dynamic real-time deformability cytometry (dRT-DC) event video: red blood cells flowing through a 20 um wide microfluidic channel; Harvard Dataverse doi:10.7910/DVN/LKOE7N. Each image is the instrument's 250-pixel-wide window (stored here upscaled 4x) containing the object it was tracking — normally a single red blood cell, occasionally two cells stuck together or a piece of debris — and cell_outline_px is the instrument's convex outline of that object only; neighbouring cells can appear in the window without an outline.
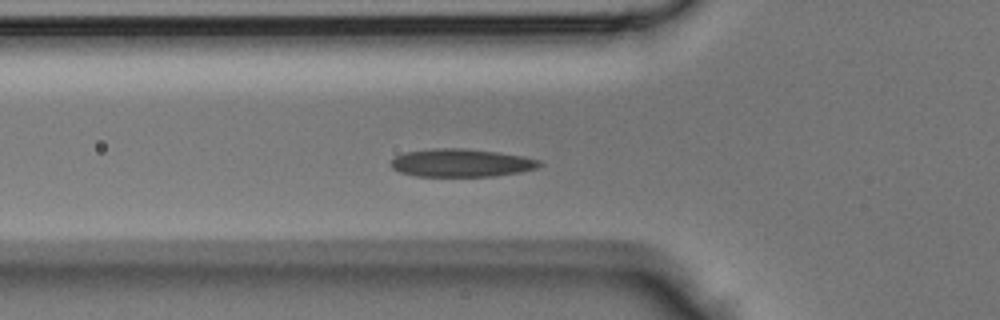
{"species": "Egyptian fruit bat (a non-hibernating species)", "species_latin": "Rousettus aegyptiacus", "temperature_condition": "room temperature", "stored_images_in_passage": 33, "camera_frame_rate_fps": 3000, "um_per_image_px": 0.085, "animal": {"sex": "male"}, "frame": {"image": 1, "passage_image": 4, "time_ms": 1.0, "image_size_px": [1000, 320], "cell_outline_px": [[544, 164], [536, 168], [520, 172], [496, 176], [416, 176], [400, 172], [392, 168], [392, 160], [396, 156], [404, 152], [432, 148], [464, 148], [496, 152], [524, 156], [540, 160]], "centroid_in_image_um": [39.23, 13.84], "position_along_channel_um": 86.6, "area_um2": 24.28}}
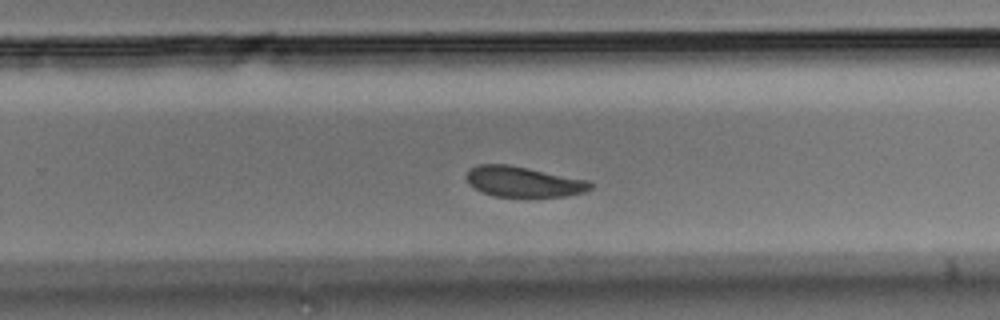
{"frame": {"image": 2, "passage_image": 17, "time_ms": 5.333, "image_size_px": [1000, 320], "cell_outline_px": [[592, 188], [584, 192], [568, 196], [492, 196], [468, 184], [468, 168], [476, 164], [508, 164], [588, 180], [592, 184]], "centroid_in_image_um": [44.49, 15.43], "position_along_channel_um": 285.3, "area_um2": 21.79}}
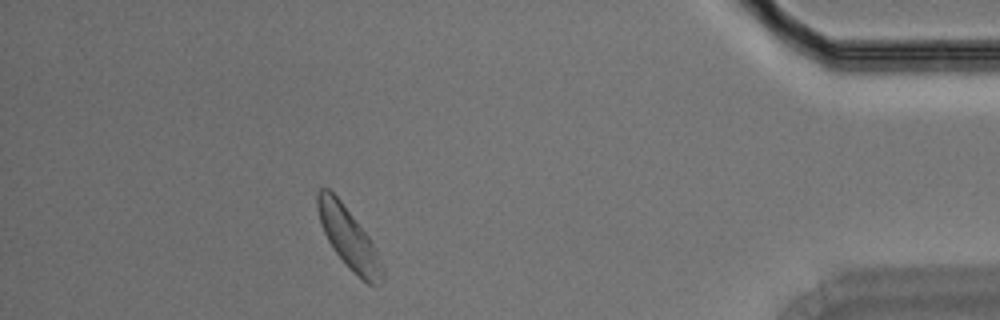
{"frame": {"image": 3, "passage_image": 28, "time_ms": 9.0, "image_size_px": [1000, 320], "cell_outline_px": [[384, 280], [376, 284], [368, 284], [332, 248], [320, 224], [316, 208], [316, 192], [320, 188], [328, 188], [340, 200], [368, 236], [384, 268]], "centroid_in_image_um": [29.6, 20.17], "position_along_channel_um": 405.6, "area_um2": 22.2}}